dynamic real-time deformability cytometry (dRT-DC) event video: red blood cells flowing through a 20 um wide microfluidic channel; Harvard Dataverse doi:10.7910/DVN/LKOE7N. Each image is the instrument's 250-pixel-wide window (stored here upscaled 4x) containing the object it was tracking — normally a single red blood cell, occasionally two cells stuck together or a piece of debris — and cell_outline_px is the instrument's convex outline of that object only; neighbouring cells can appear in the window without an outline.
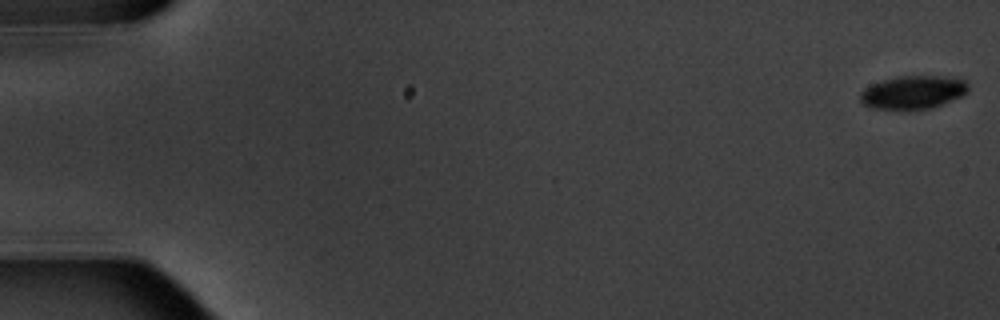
{"species": "common noctule bat (a hibernating species)", "species_latin": "Nyctalus noctula", "temperature_condition": "warm", "stored_images_in_passage": 6, "camera_frame_rate_fps": 3000, "um_per_image_px": 0.085, "animal": {"sex": "male", "body_mass_g": 20.1, "forearm_length_mm": 53.5}, "frame": {"image": 1, "passage_image": 1, "time_ms": 0.0, "image_size_px": [1000, 320], "cell_outline_px": [[968, 92], [964, 96], [928, 108], [868, 108], [860, 100], [860, 92], [864, 88], [872, 84], [884, 80], [900, 76], [936, 76], [964, 80], [968, 84]], "centroid_in_image_um": [77.6, 7.83], "position_along_channel_um": 7.4, "area_um2": 20.46}}